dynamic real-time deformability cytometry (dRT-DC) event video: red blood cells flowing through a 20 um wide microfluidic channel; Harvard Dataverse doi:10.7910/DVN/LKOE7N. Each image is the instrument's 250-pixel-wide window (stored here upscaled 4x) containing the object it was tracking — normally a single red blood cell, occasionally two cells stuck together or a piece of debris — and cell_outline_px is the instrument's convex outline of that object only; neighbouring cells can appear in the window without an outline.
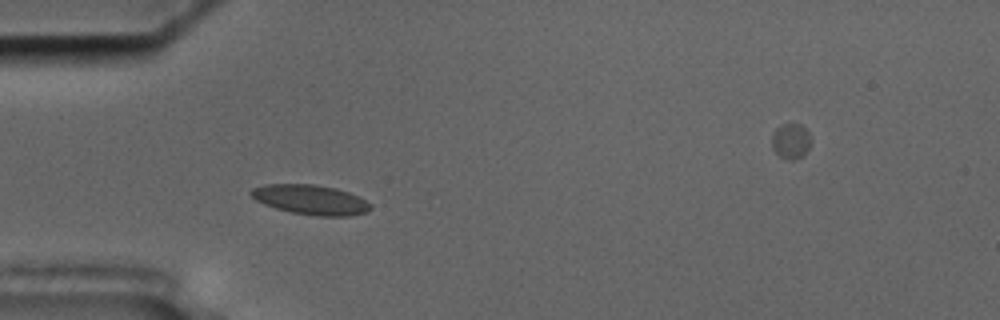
{"species": "common noctule bat (a hibernating species)", "species_latin": "Nyctalus noctula", "temperature_condition": "cold", "stored_images_in_passage": 52, "camera_frame_rate_fps": 3000, "um_per_image_px": 0.085, "animal": {"sex": "male", "body_mass_g": 17.5, "forearm_length_mm": 52.3}, "frame": {"image": 1, "passage_image": 12, "time_ms": 3.667, "image_size_px": [1000, 320], "cell_outline_px": [[372, 208], [368, 212], [348, 216], [316, 216], [292, 212], [276, 208], [264, 204], [256, 200], [248, 192], [252, 188], [264, 184], [312, 184], [336, 188], [348, 192], [372, 204]], "centroid_in_image_um": [26.39, 16.97], "position_along_channel_um": 58.6, "area_um2": 20.69}}
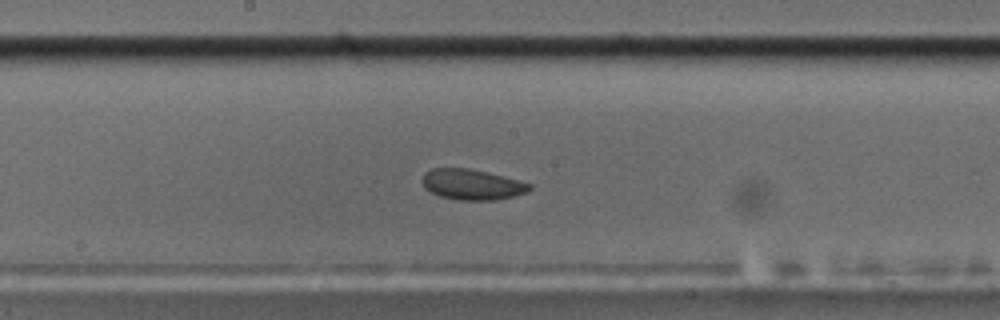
{"frame": {"image": 2, "passage_image": 25, "time_ms": 8.0, "image_size_px": [1000, 320], "cell_outline_px": [[532, 188], [528, 192], [516, 196], [492, 200], [460, 200], [440, 196], [424, 188], [420, 180], [424, 172], [432, 168], [468, 168], [488, 172], [520, 180], [532, 184]], "centroid_in_image_um": [40.12, 15.67], "position_along_channel_um": 208.1, "area_um2": 19.36}}
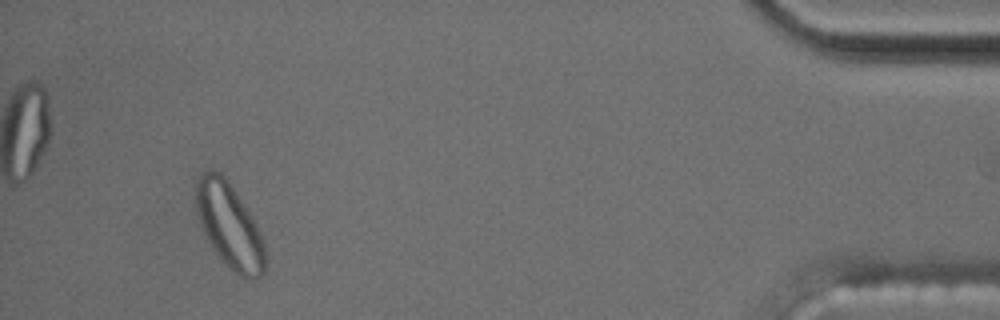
{"frame": {"image": 3, "passage_image": 48, "time_ms": 15.667, "image_size_px": [1000, 320], "cell_outline_px": [[264, 272], [260, 276], [252, 280], [248, 280], [240, 276], [228, 268], [224, 264], [212, 248], [204, 232], [196, 212], [196, 180], [204, 172], [220, 172], [224, 176], [248, 208], [252, 216], [264, 244]], "centroid_in_image_um": [19.49, 19.21], "position_along_channel_um": 415.7, "area_um2": 33.87}, "authors_computed_cell_mechanics": {"area_um2": 20.1144, "velocity_mm_per_s": 3.5716, "shape_relaxation_time_tau1_ms": 3.4821, "shape_relaxation_time_tau2_ms": null, "deformation_change_tau1": 0.0672, "deformation_change_tau2": null}}